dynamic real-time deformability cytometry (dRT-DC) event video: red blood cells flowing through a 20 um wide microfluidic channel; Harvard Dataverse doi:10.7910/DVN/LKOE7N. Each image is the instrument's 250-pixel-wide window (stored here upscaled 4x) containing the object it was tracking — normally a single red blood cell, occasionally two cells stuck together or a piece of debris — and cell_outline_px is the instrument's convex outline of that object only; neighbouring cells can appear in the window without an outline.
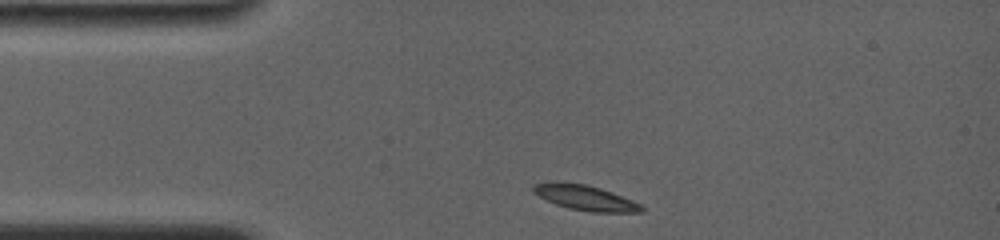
{"species": "common noctule bat (a hibernating species)", "species_latin": "Nyctalus noctula", "temperature_condition": "room temperature", "stored_images_in_passage": 39, "camera_frame_rate_fps": 4000, "um_per_image_px": 0.085, "animal": {"sex": "female", "body_mass_g": 19.0, "forearm_length_mm": 56.7}, "frame": {"image": 1, "passage_image": 1, "time_ms": 0.0, "image_size_px": [1000, 240], "cell_outline_px": [[644, 212], [592, 212], [568, 208], [556, 204], [532, 192], [532, 184], [560, 180], [584, 184], [600, 188], [612, 192], [632, 200], [640, 204], [644, 208]], "centroid_in_image_um": [49.72, 16.79], "position_along_channel_um": 35.3, "area_um2": 15.95}}
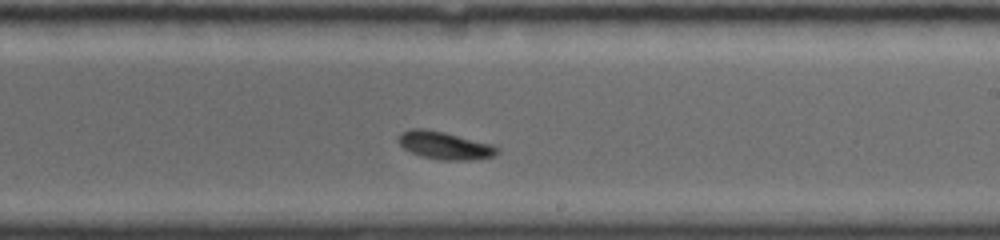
{"frame": {"image": 2, "passage_image": 23, "time_ms": 6.5, "image_size_px": [1000, 240], "cell_outline_px": [[500, 148], [492, 156], [472, 160], [440, 160], [420, 156], [404, 148], [396, 140], [400, 132], [412, 128], [424, 128], [444, 132], [492, 144]], "centroid_in_image_um": [37.75, 12.35], "position_along_channel_um": 251.2, "area_um2": 15.95}}
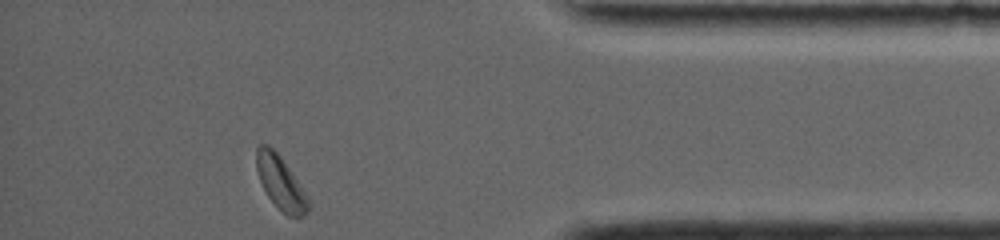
{"frame": {"image": 3, "passage_image": 39, "time_ms": 11.25, "image_size_px": [1000, 240], "cell_outline_px": [[312, 204], [308, 212], [300, 216], [288, 216], [268, 196], [260, 180], [256, 168], [256, 148], [260, 144], [268, 144], [280, 156]], "centroid_in_image_um": [23.84, 15.52], "position_along_channel_um": 411.4, "area_um2": 15.61}, "authors_computed_cell_mechanics": {"area_um2": 15.7794, "velocity_mm_per_s": 3.778, "shape_relaxation_time_tau1_ms": 1.2544, "shape_relaxation_time_tau2_ms": 11.3886, "deformation_change_tau1": 0.1228, "deformation_change_tau2": 0.1474}}